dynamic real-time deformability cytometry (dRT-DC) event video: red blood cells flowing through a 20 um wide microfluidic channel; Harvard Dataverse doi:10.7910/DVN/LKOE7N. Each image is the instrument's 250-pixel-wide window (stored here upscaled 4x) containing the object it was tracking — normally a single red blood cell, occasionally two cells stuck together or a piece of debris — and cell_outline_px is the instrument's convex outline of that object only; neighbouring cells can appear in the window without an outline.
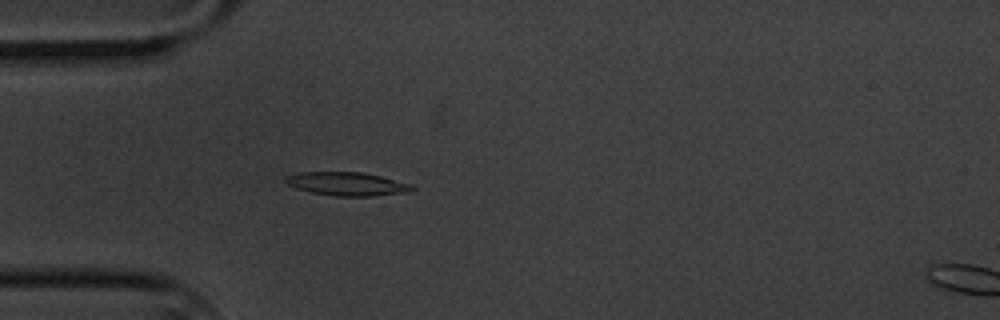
{"species": "common noctule bat (a hibernating species)", "species_latin": "Nyctalus noctula", "temperature_condition": "cold", "stored_images_in_passage": 6, "camera_frame_rate_fps": 3000, "um_per_image_px": 0.085, "animal": {"sex": "male", "body_mass_g": 20.1, "forearm_length_mm": 53.5}, "frame": {"image": 1, "passage_image": 5, "time_ms": 4.667, "image_size_px": [1000, 320], "cell_outline_px": [[416, 188], [412, 192], [372, 196], [336, 196], [312, 192], [296, 188], [288, 184], [284, 180], [288, 176], [304, 172], [364, 172], [412, 184]], "centroid_in_image_um": [29.58, 15.64], "position_along_channel_um": 55.4, "area_um2": 17.22}}